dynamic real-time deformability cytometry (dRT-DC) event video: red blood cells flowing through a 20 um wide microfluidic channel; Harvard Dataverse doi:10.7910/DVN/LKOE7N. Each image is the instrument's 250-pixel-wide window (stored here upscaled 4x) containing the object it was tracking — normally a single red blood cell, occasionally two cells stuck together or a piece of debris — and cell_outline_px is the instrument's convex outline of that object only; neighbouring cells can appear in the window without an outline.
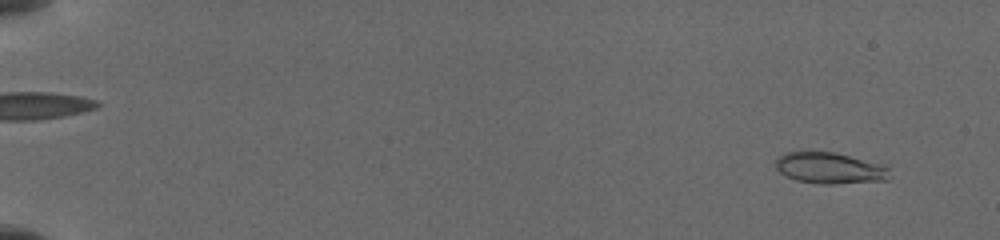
{"species": "common noctule bat (a hibernating species)", "species_latin": "Nyctalus noctula", "temperature_condition": "cold", "stored_images_in_passage": 49, "camera_frame_rate_fps": 3000, "um_per_image_px": 0.085, "animal": {"sex": "female", "body_mass_g": 19.5, "forearm_length_mm": 54.1}, "frame": {"image": 1, "passage_image": 4, "time_ms": 1.0, "image_size_px": [1000, 240], "cell_outline_px": [[892, 176], [888, 180], [832, 184], [820, 184], [796, 180], [780, 172], [776, 168], [776, 160], [784, 152], [800, 148], [836, 152], [888, 164]], "centroid_in_image_um": [70.58, 14.23], "position_along_channel_um": 14.4, "area_um2": 21.91}}
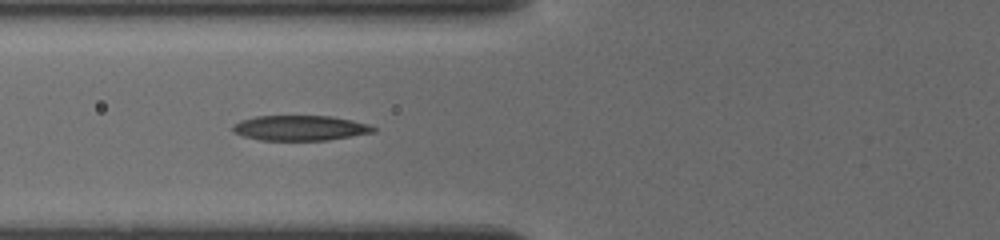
{"frame": {"image": 2, "passage_image": 34, "time_ms": 7.333, "image_size_px": [1000, 240], "cell_outline_px": [[376, 132], [328, 140], [260, 140], [244, 136], [232, 132], [232, 124], [240, 120], [256, 116], [332, 116], [352, 120], [368, 124], [376, 128]], "centroid_in_image_um": [25.5, 10.87], "position_along_channel_um": 100.3, "area_um2": 20.69}}
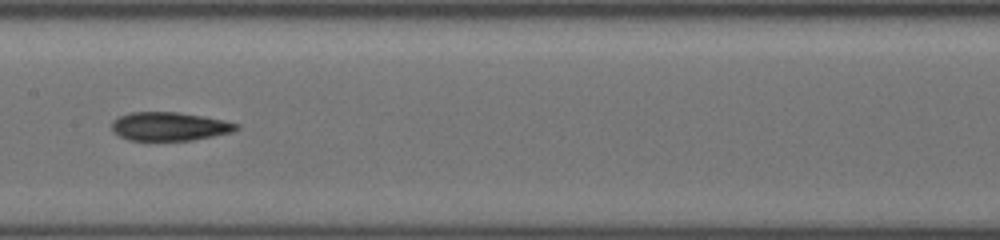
{"frame": {"image": 3, "passage_image": 48, "time_ms": 9.667, "image_size_px": [1000, 240], "cell_outline_px": [[240, 128], [232, 132], [192, 140], [128, 140], [112, 132], [112, 120], [120, 116], [132, 112], [176, 112], [224, 120], [240, 124]], "centroid_in_image_um": [14.4, 10.75], "position_along_channel_um": 193.0, "area_um2": 20.63}}